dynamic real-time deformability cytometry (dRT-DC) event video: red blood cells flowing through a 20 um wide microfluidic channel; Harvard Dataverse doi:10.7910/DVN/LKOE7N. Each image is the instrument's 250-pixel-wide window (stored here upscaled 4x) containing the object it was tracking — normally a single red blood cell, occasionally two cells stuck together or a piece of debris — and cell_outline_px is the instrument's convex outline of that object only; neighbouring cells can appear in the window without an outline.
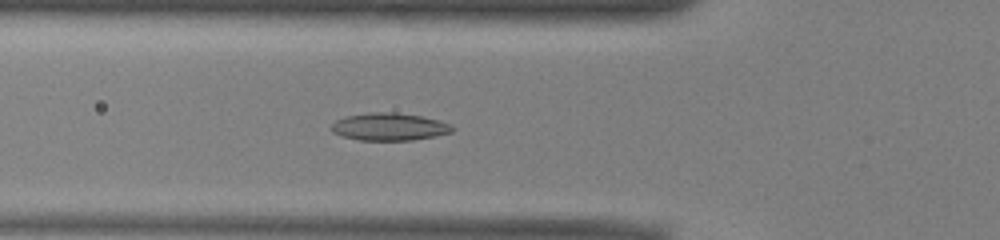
{"species": "common noctule bat (a hibernating species)", "species_latin": "Nyctalus noctula", "temperature_condition": "warm", "stored_images_in_passage": 46, "camera_frame_rate_fps": 3000, "um_per_image_px": 0.085, "animal": {"sex": "male", "body_mass_g": 13.0, "forearm_length_mm": 53.1}, "frame": {"image": 1, "passage_image": 11, "time_ms": 3.333, "image_size_px": [1000, 240], "cell_outline_px": [[456, 128], [452, 132], [436, 136], [412, 140], [360, 140], [344, 136], [332, 132], [332, 124], [336, 120], [344, 116], [368, 112], [392, 112], [420, 116], [452, 124]], "centroid_in_image_um": [33.11, 10.77], "position_along_channel_um": 92.7, "area_um2": 19.36}}
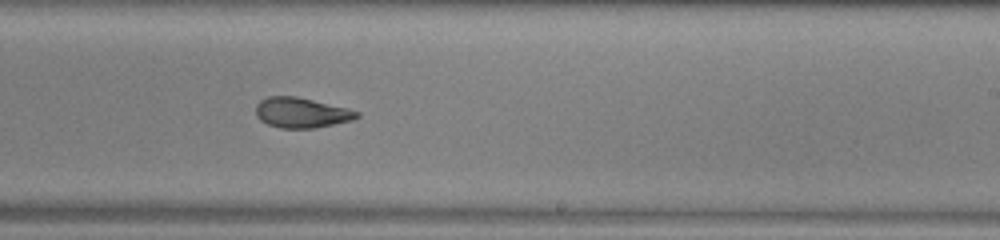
{"frame": {"image": 2, "passage_image": 24, "time_ms": 7.667, "image_size_px": [1000, 240], "cell_outline_px": [[360, 116], [352, 120], [316, 128], [280, 128], [268, 124], [260, 120], [256, 116], [256, 104], [260, 100], [268, 96], [296, 96], [348, 108], [360, 112]], "centroid_in_image_um": [25.62, 9.57], "position_along_channel_um": 263.4, "area_um2": 17.86}}
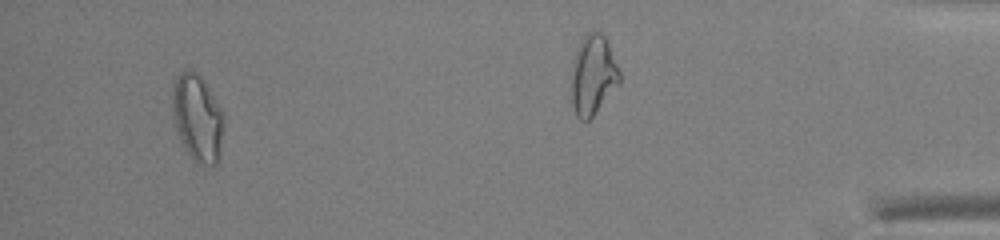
{"frame": {"image": 3, "passage_image": 42, "time_ms": 13.667, "image_size_px": [1000, 240], "cell_outline_px": [[224, 116], [220, 156], [216, 164], [212, 168], [196, 164], [192, 160], [184, 148], [180, 140], [176, 128], [172, 108], [172, 84], [176, 76], [184, 68], [188, 68], [196, 72], [204, 80], [220, 108]], "centroid_in_image_um": [16.77, 10.05], "position_along_channel_um": 418.4, "area_um2": 26.59}, "authors_computed_cell_mechanics": {"area_um2": 19.074, "velocity_mm_per_s": 3.9365, "shape_relaxation_time_tau1_ms": 9.4713, "shape_relaxation_time_tau2_ms": 2.6726, "deformation_change_tau1": 0.2178, "deformation_change_tau2": 0.0886}}